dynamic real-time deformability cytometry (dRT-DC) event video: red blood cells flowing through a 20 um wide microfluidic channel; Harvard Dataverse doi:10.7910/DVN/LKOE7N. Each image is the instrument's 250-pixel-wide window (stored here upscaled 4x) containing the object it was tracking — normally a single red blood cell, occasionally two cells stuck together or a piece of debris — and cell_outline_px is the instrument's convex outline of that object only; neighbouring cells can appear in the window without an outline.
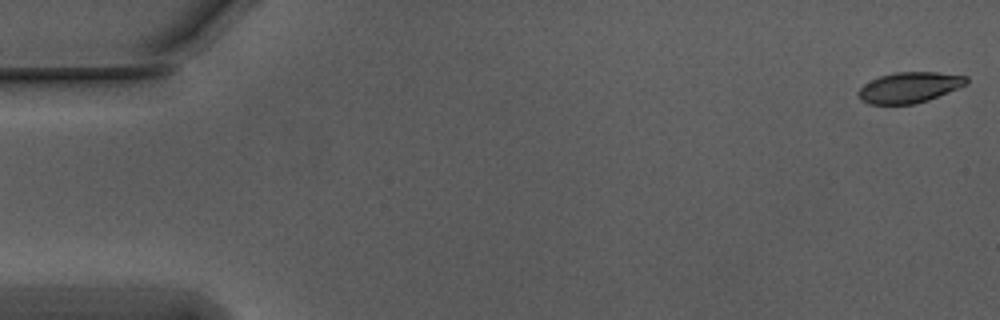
{"species": "Egyptian fruit bat (a non-hibernating species)", "species_latin": "Rousettus aegyptiacus", "temperature_condition": "warm", "stored_images_in_passage": 16, "camera_frame_rate_fps": 3000, "um_per_image_px": 0.085, "animal": {"sex": "male"}, "frame": {"image": 1, "passage_image": 1, "time_ms": 0.0, "image_size_px": [1000, 320], "cell_outline_px": [[968, 84], [928, 100], [916, 104], [868, 104], [860, 100], [856, 92], [864, 84], [880, 76], [896, 72], [936, 72], [968, 76]], "centroid_in_image_um": [77.29, 7.43], "position_along_channel_um": 7.7, "area_um2": 19.36}}
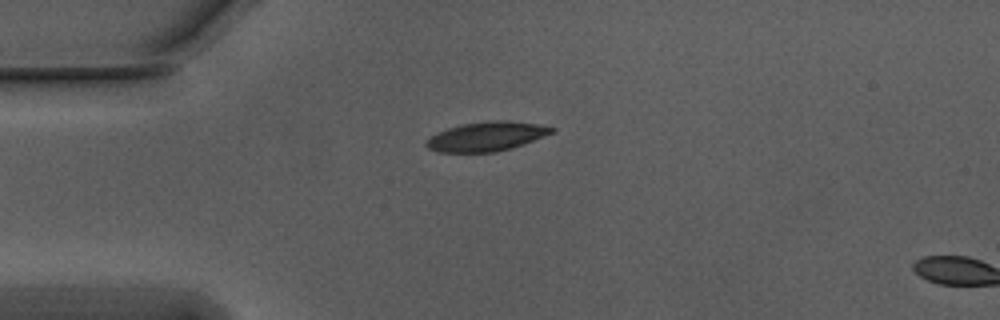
{"frame": {"image": 2, "passage_image": 14, "time_ms": 4.333, "image_size_px": [1000, 320], "cell_outline_px": [[556, 128], [552, 132], [524, 144], [512, 148], [496, 152], [440, 152], [428, 148], [424, 144], [436, 132], [460, 124], [492, 120], [508, 120], [536, 124]], "centroid_in_image_um": [41.33, 11.59], "position_along_channel_um": 43.7, "area_um2": 21.27}}